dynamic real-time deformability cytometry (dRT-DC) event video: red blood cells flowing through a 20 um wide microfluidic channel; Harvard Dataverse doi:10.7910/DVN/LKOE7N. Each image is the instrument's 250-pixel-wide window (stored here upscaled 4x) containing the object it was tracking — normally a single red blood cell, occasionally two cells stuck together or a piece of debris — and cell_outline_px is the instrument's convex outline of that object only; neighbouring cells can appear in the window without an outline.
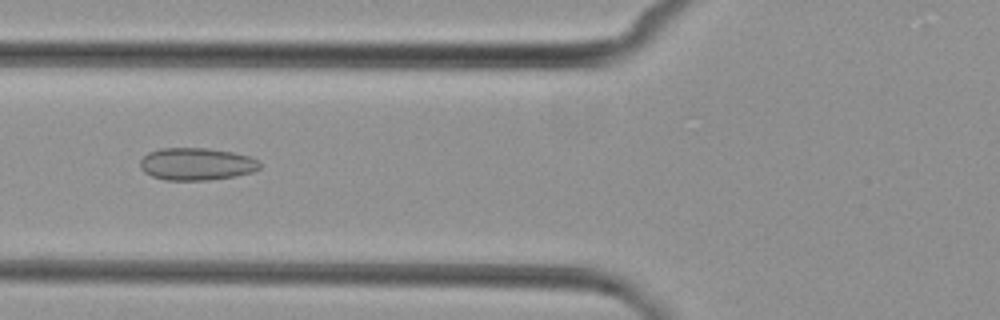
{"species": "common noctule bat (a hibernating species)", "species_latin": "Nyctalus noctula", "temperature_condition": "cold", "stored_images_in_passage": 5, "camera_frame_rate_fps": 3000, "um_per_image_px": 0.085, "animal": {"sex": "female", "body_mass_g": 29.2, "forearm_length_mm": 56.3}, "frame": {"image": 1, "passage_image": 5, "time_ms": 4.667, "image_size_px": [1000, 320], "cell_outline_px": [[260, 168], [252, 172], [236, 176], [208, 180], [164, 180], [152, 176], [144, 172], [140, 168], [140, 160], [148, 152], [160, 148], [208, 148], [232, 152], [248, 156], [256, 160], [260, 164]], "centroid_in_image_um": [16.67, 13.94], "position_along_channel_um": 109.1, "area_um2": 22.6}}